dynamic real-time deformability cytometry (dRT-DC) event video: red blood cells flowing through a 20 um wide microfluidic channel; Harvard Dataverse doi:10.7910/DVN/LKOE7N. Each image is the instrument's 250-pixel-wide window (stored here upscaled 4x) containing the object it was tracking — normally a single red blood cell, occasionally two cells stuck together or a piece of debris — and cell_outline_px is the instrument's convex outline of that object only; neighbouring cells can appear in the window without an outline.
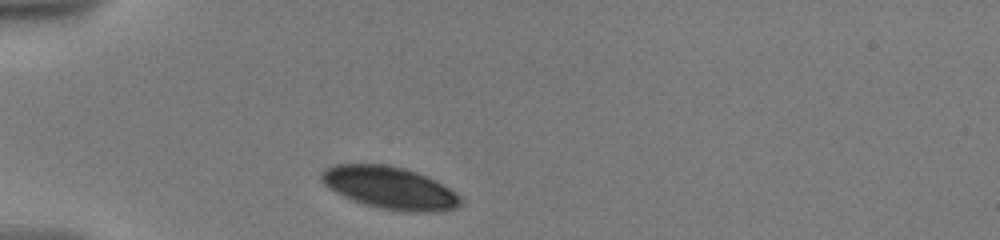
{"species": "human", "species_latin": "Homo sapiens", "temperature_condition": "warm", "stored_images_in_passage": 29, "camera_frame_rate_fps": 3000, "um_per_image_px": 0.085, "donor": {"sex": "male"}, "frame": {"image": 1, "passage_image": 1, "time_ms": 0.0, "image_size_px": [1000, 240], "cell_outline_px": [[460, 204], [456, 208], [432, 212], [408, 212], [380, 208], [364, 204], [352, 200], [336, 192], [324, 184], [320, 176], [320, 172], [336, 164], [388, 164], [404, 168], [416, 172], [456, 192], [460, 196]], "centroid_in_image_um": [33.11, 15.97], "position_along_channel_um": 51.9, "area_um2": 33.93}}
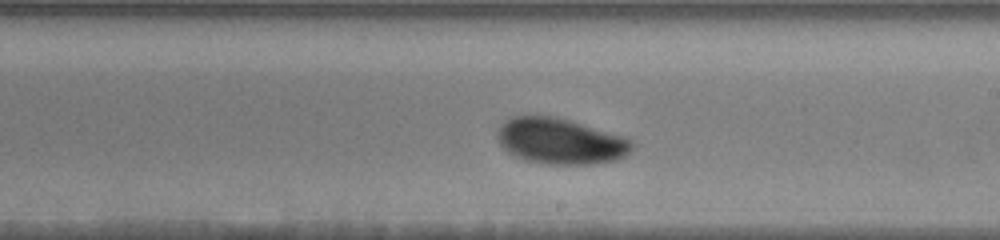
{"frame": {"image": 2, "passage_image": 13, "time_ms": 6.0, "image_size_px": [1000, 240], "cell_outline_px": [[632, 148], [624, 156], [616, 160], [592, 164], [548, 164], [524, 160], [508, 152], [500, 144], [496, 136], [496, 128], [504, 120], [512, 116], [556, 116], [620, 136], [632, 140]], "centroid_in_image_um": [47.55, 12.0], "position_along_channel_um": 241.4, "area_um2": 35.78}}
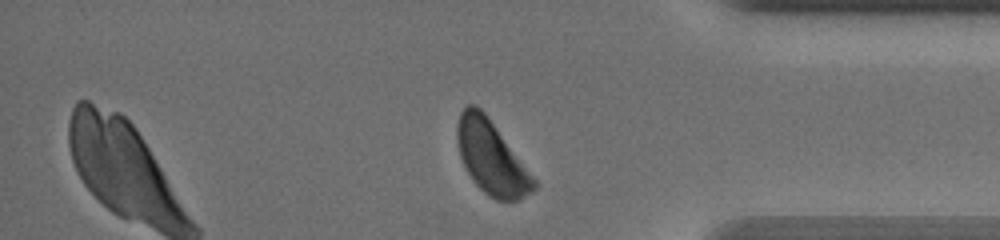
{"frame": {"image": 3, "passage_image": 25, "time_ms": 10.667, "image_size_px": [1000, 240], "cell_outline_px": [[540, 184], [532, 192], [516, 200], [496, 200], [488, 196], [472, 180], [460, 156], [456, 136], [456, 124], [460, 112], [468, 104], [476, 104], [484, 112]], "centroid_in_image_um": [41.77, 13.39], "position_along_channel_um": 393.4, "area_um2": 32.6}, "authors_computed_cell_mechanics": {"area_um2": 34.7956, "velocity_mm_per_s": 3.5173, "shape_relaxation_time_tau1_ms": 1.9414, "shape_relaxation_time_tau2_ms": null, "deformation_change_tau1": 0.0627, "deformation_change_tau2": null}}